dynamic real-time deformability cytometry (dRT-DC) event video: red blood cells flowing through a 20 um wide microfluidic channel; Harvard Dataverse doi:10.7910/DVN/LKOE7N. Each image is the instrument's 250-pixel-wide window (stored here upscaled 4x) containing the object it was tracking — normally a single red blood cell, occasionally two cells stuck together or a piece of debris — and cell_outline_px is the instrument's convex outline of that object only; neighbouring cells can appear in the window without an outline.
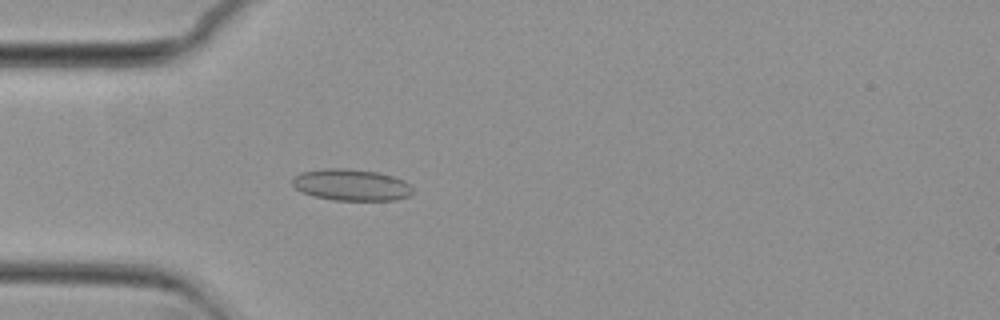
{"species": "common noctule bat (a hibernating species)", "species_latin": "Nyctalus noctula", "temperature_condition": "cold", "stored_images_in_passage": 56, "camera_frame_rate_fps": 3000, "um_per_image_px": 0.085, "animal": {"sex": "female", "body_mass_g": 29.2, "forearm_length_mm": 56.3}, "frame": {"image": 1, "passage_image": 16, "time_ms": 5.0, "image_size_px": [1000, 320], "cell_outline_px": [[412, 192], [408, 196], [396, 200], [332, 200], [312, 196], [296, 188], [292, 184], [292, 180], [296, 176], [304, 172], [328, 168], [348, 168], [380, 172], [404, 180], [412, 188]], "centroid_in_image_um": [29.88, 15.72], "position_along_channel_um": 55.1, "area_um2": 22.02}}
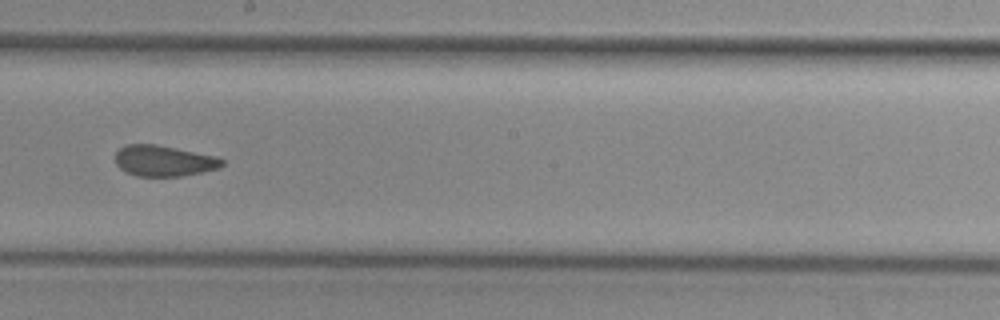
{"frame": {"image": 2, "passage_image": 31, "time_ms": 10.0, "image_size_px": [1000, 320], "cell_outline_px": [[224, 164], [220, 168], [180, 176], [136, 176], [124, 172], [116, 164], [116, 152], [124, 144], [156, 144], [216, 156], [224, 160]], "centroid_in_image_um": [13.91, 13.67], "position_along_channel_um": 234.3, "area_um2": 19.25}}
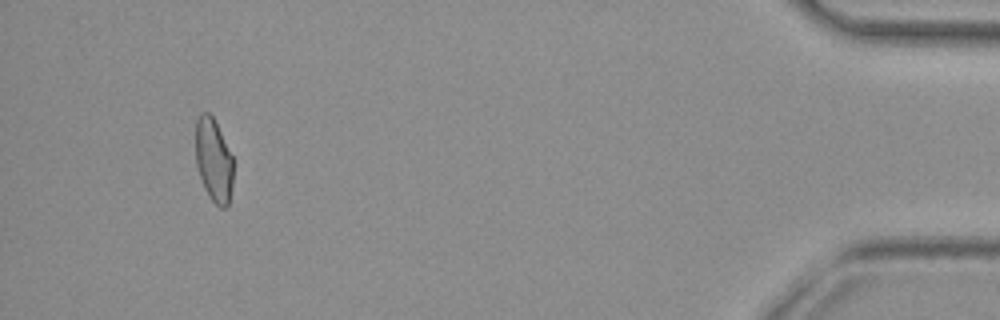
{"frame": {"image": 3, "passage_image": 52, "time_ms": 17.0, "image_size_px": [1000, 320], "cell_outline_px": [[232, 184], [228, 208], [220, 208], [208, 196], [204, 188], [196, 164], [196, 120], [200, 112], [208, 112], [212, 116], [232, 156]], "centroid_in_image_um": [18.15, 13.65], "position_along_channel_um": 417.1, "area_um2": 18.15}, "authors_computed_cell_mechanics": {"area_um2": 19.941, "velocity_mm_per_s": 3.7011, "shape_relaxation_time_tau1_ms": null, "shape_relaxation_time_tau2_ms": 2.0334, "deformation_change_tau1": null, "deformation_change_tau2": 0.0833}}